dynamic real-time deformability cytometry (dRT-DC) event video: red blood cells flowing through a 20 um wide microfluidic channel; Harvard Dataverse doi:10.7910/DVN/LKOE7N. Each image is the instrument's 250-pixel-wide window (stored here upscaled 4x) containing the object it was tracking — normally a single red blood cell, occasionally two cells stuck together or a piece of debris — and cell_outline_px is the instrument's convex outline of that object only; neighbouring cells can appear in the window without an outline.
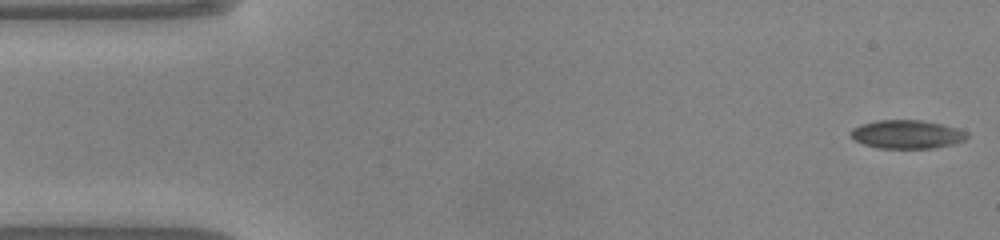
{"species": "common noctule bat (a hibernating species)", "species_latin": "Nyctalus noctula", "temperature_condition": "warm", "stored_images_in_passage": 48, "camera_frame_rate_fps": 3000, "um_per_image_px": 0.085, "animal": {"sex": "male", "body_mass_g": 20.0, "forearm_length_mm": 53.3}, "frame": {"image": 1, "passage_image": 1, "time_ms": 0.0, "image_size_px": [1000, 240], "cell_outline_px": [[968, 136], [964, 140], [956, 144], [932, 148], [880, 148], [864, 144], [848, 136], [848, 132], [852, 128], [860, 124], [876, 120], [924, 120], [956, 128], [968, 132]], "centroid_in_image_um": [77.06, 11.41], "position_along_channel_um": 7.9, "area_um2": 19.48}}
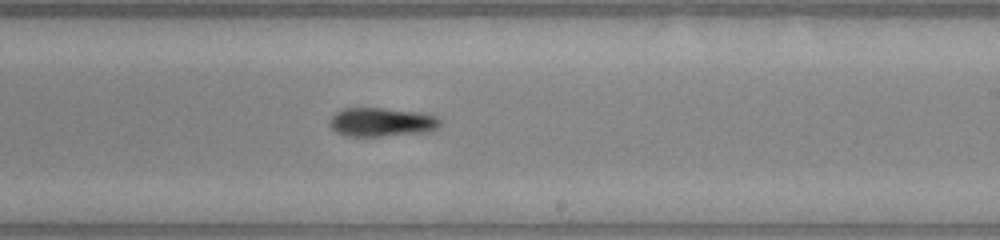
{"frame": {"image": 2, "passage_image": 28, "time_ms": 9.0, "image_size_px": [1000, 240], "cell_outline_px": [[440, 124], [432, 132], [384, 136], [344, 136], [336, 132], [328, 124], [328, 120], [340, 108], [384, 108], [420, 112], [436, 116], [440, 120]], "centroid_in_image_um": [32.42, 10.38], "position_along_channel_um": 256.6, "area_um2": 18.9}}
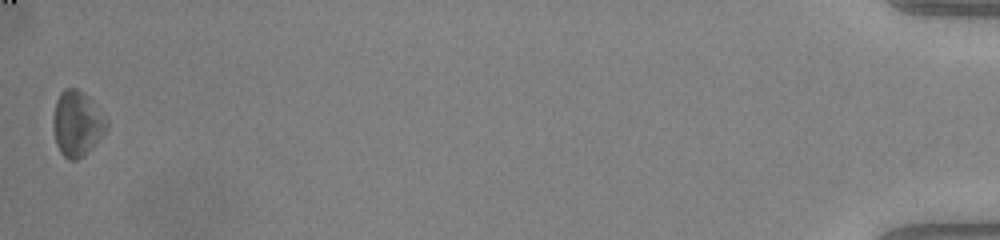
{"frame": {"image": 3, "passage_image": 48, "time_ms": 15.667, "image_size_px": [1000, 240], "cell_outline_px": [[108, 128], [84, 156], [76, 160], [68, 160], [60, 152], [56, 144], [52, 124], [52, 120], [56, 100], [60, 92], [64, 88], [76, 88], [88, 96], [108, 120]], "centroid_in_image_um": [6.53, 10.5], "position_along_channel_um": 428.7, "area_um2": 20.4}, "authors_computed_cell_mechanics": {"area_um2": 19.0451, "velocity_mm_per_s": 4.1085, "shape_relaxation_time_tau1_ms": 2.9933, "shape_relaxation_time_tau2_ms": null, "deformation_change_tau1": 0.0997, "deformation_change_tau2": null}}